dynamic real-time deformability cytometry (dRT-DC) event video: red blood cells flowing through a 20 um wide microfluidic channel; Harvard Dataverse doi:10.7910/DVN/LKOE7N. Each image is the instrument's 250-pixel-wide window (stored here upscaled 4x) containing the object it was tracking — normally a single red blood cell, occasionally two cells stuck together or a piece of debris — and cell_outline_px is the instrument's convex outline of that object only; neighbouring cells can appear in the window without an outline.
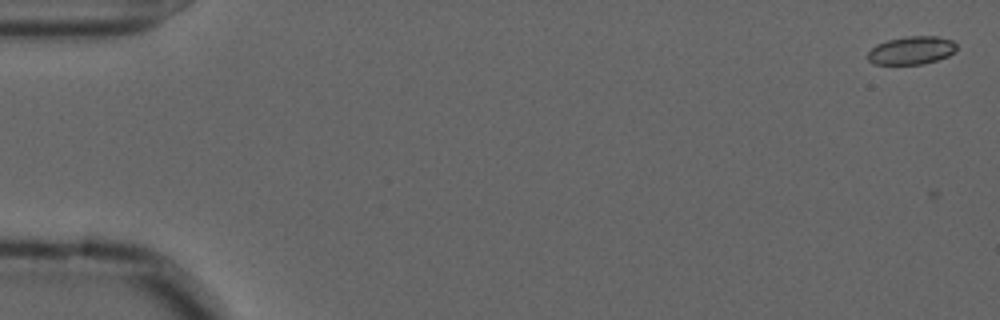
{"species": "common noctule bat (a hibernating species)", "species_latin": "Nyctalus noctula", "temperature_condition": "cold", "stored_images_in_passage": 4, "camera_frame_rate_fps": 3000, "um_per_image_px": 0.085, "animal": {"sex": "male", "forearm_length_mm": 52.5}, "frame": {"image": 1, "passage_image": 3, "time_ms": 0.667, "image_size_px": [1000, 320], "cell_outline_px": [[956, 52], [948, 56], [936, 60], [920, 64], [872, 64], [864, 56], [876, 44], [888, 40], [908, 36], [936, 36], [952, 40], [956, 44]], "centroid_in_image_um": [77.45, 4.28], "position_along_channel_um": 7.6, "area_um2": 14.62}}